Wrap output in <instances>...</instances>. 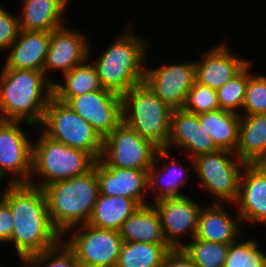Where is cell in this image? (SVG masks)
<instances>
[{
	"instance_id": "obj_23",
	"label": "cell",
	"mask_w": 266,
	"mask_h": 267,
	"mask_svg": "<svg viewBox=\"0 0 266 267\" xmlns=\"http://www.w3.org/2000/svg\"><path fill=\"white\" fill-rule=\"evenodd\" d=\"M69 0H23L20 30L51 32L63 26ZM65 10V11H64Z\"/></svg>"
},
{
	"instance_id": "obj_11",
	"label": "cell",
	"mask_w": 266,
	"mask_h": 267,
	"mask_svg": "<svg viewBox=\"0 0 266 267\" xmlns=\"http://www.w3.org/2000/svg\"><path fill=\"white\" fill-rule=\"evenodd\" d=\"M20 123L0 120V177H9L7 184L29 183L32 176L33 140Z\"/></svg>"
},
{
	"instance_id": "obj_17",
	"label": "cell",
	"mask_w": 266,
	"mask_h": 267,
	"mask_svg": "<svg viewBox=\"0 0 266 267\" xmlns=\"http://www.w3.org/2000/svg\"><path fill=\"white\" fill-rule=\"evenodd\" d=\"M235 205L241 222L266 225V163L245 165Z\"/></svg>"
},
{
	"instance_id": "obj_38",
	"label": "cell",
	"mask_w": 266,
	"mask_h": 267,
	"mask_svg": "<svg viewBox=\"0 0 266 267\" xmlns=\"http://www.w3.org/2000/svg\"><path fill=\"white\" fill-rule=\"evenodd\" d=\"M161 267H196L182 248L171 249L162 261Z\"/></svg>"
},
{
	"instance_id": "obj_8",
	"label": "cell",
	"mask_w": 266,
	"mask_h": 267,
	"mask_svg": "<svg viewBox=\"0 0 266 267\" xmlns=\"http://www.w3.org/2000/svg\"><path fill=\"white\" fill-rule=\"evenodd\" d=\"M191 167L196 172L200 184L211 196V203L233 205L237 201L240 177L246 163L242 162L235 153L218 150L213 153L200 154L192 159Z\"/></svg>"
},
{
	"instance_id": "obj_2",
	"label": "cell",
	"mask_w": 266,
	"mask_h": 267,
	"mask_svg": "<svg viewBox=\"0 0 266 267\" xmlns=\"http://www.w3.org/2000/svg\"><path fill=\"white\" fill-rule=\"evenodd\" d=\"M53 83L43 71L2 68L0 73V120L22 121L39 129Z\"/></svg>"
},
{
	"instance_id": "obj_7",
	"label": "cell",
	"mask_w": 266,
	"mask_h": 267,
	"mask_svg": "<svg viewBox=\"0 0 266 267\" xmlns=\"http://www.w3.org/2000/svg\"><path fill=\"white\" fill-rule=\"evenodd\" d=\"M40 125L38 131L43 128L41 131L52 140L84 150L95 160L100 159L103 138L66 103L52 97Z\"/></svg>"
},
{
	"instance_id": "obj_9",
	"label": "cell",
	"mask_w": 266,
	"mask_h": 267,
	"mask_svg": "<svg viewBox=\"0 0 266 267\" xmlns=\"http://www.w3.org/2000/svg\"><path fill=\"white\" fill-rule=\"evenodd\" d=\"M63 236L74 251L79 267L117 266L123 243L119 231L83 224L69 229Z\"/></svg>"
},
{
	"instance_id": "obj_12",
	"label": "cell",
	"mask_w": 266,
	"mask_h": 267,
	"mask_svg": "<svg viewBox=\"0 0 266 267\" xmlns=\"http://www.w3.org/2000/svg\"><path fill=\"white\" fill-rule=\"evenodd\" d=\"M145 67L143 82L150 90L172 109H183L188 92L196 82L195 61Z\"/></svg>"
},
{
	"instance_id": "obj_22",
	"label": "cell",
	"mask_w": 266,
	"mask_h": 267,
	"mask_svg": "<svg viewBox=\"0 0 266 267\" xmlns=\"http://www.w3.org/2000/svg\"><path fill=\"white\" fill-rule=\"evenodd\" d=\"M225 209L224 204L218 203H209L203 207L194 238L223 244H231L238 240L237 237H240L242 231L238 223L241 222L240 216L237 214L234 219Z\"/></svg>"
},
{
	"instance_id": "obj_10",
	"label": "cell",
	"mask_w": 266,
	"mask_h": 267,
	"mask_svg": "<svg viewBox=\"0 0 266 267\" xmlns=\"http://www.w3.org/2000/svg\"><path fill=\"white\" fill-rule=\"evenodd\" d=\"M158 149L122 121L103 139L99 161L106 167L148 171L154 163Z\"/></svg>"
},
{
	"instance_id": "obj_16",
	"label": "cell",
	"mask_w": 266,
	"mask_h": 267,
	"mask_svg": "<svg viewBox=\"0 0 266 267\" xmlns=\"http://www.w3.org/2000/svg\"><path fill=\"white\" fill-rule=\"evenodd\" d=\"M93 167L99 182V194L132 198L140 206L150 204L146 198L147 170L106 167L99 160L95 161Z\"/></svg>"
},
{
	"instance_id": "obj_1",
	"label": "cell",
	"mask_w": 266,
	"mask_h": 267,
	"mask_svg": "<svg viewBox=\"0 0 266 267\" xmlns=\"http://www.w3.org/2000/svg\"><path fill=\"white\" fill-rule=\"evenodd\" d=\"M2 192L1 198L13 215L14 227L8 243L15 246L21 263L63 240L50 219L42 188L28 183H8Z\"/></svg>"
},
{
	"instance_id": "obj_33",
	"label": "cell",
	"mask_w": 266,
	"mask_h": 267,
	"mask_svg": "<svg viewBox=\"0 0 266 267\" xmlns=\"http://www.w3.org/2000/svg\"><path fill=\"white\" fill-rule=\"evenodd\" d=\"M23 264L25 267H79L74 251L64 240L31 256Z\"/></svg>"
},
{
	"instance_id": "obj_6",
	"label": "cell",
	"mask_w": 266,
	"mask_h": 267,
	"mask_svg": "<svg viewBox=\"0 0 266 267\" xmlns=\"http://www.w3.org/2000/svg\"><path fill=\"white\" fill-rule=\"evenodd\" d=\"M41 134L33 141V176L28 184L43 189L51 183L83 175L93 168L96 160L89 153L54 141L42 131ZM34 176L43 180L37 184Z\"/></svg>"
},
{
	"instance_id": "obj_31",
	"label": "cell",
	"mask_w": 266,
	"mask_h": 267,
	"mask_svg": "<svg viewBox=\"0 0 266 267\" xmlns=\"http://www.w3.org/2000/svg\"><path fill=\"white\" fill-rule=\"evenodd\" d=\"M240 240L229 244L224 267H266V254L259 250L257 240Z\"/></svg>"
},
{
	"instance_id": "obj_25",
	"label": "cell",
	"mask_w": 266,
	"mask_h": 267,
	"mask_svg": "<svg viewBox=\"0 0 266 267\" xmlns=\"http://www.w3.org/2000/svg\"><path fill=\"white\" fill-rule=\"evenodd\" d=\"M123 241L167 244L160 217L152 204L140 206L122 224L119 230Z\"/></svg>"
},
{
	"instance_id": "obj_29",
	"label": "cell",
	"mask_w": 266,
	"mask_h": 267,
	"mask_svg": "<svg viewBox=\"0 0 266 267\" xmlns=\"http://www.w3.org/2000/svg\"><path fill=\"white\" fill-rule=\"evenodd\" d=\"M171 249L168 244L123 241L116 267H161Z\"/></svg>"
},
{
	"instance_id": "obj_26",
	"label": "cell",
	"mask_w": 266,
	"mask_h": 267,
	"mask_svg": "<svg viewBox=\"0 0 266 267\" xmlns=\"http://www.w3.org/2000/svg\"><path fill=\"white\" fill-rule=\"evenodd\" d=\"M197 116L201 127L209 133L219 150L235 153L239 140L240 114L218 109Z\"/></svg>"
},
{
	"instance_id": "obj_21",
	"label": "cell",
	"mask_w": 266,
	"mask_h": 267,
	"mask_svg": "<svg viewBox=\"0 0 266 267\" xmlns=\"http://www.w3.org/2000/svg\"><path fill=\"white\" fill-rule=\"evenodd\" d=\"M171 150L162 148L158 149L153 165L148 169V191L155 193V197L152 202L159 201L166 198H177L186 196L180 192V188L188 182L189 171H186L185 166L180 162L177 163L175 159L170 162H166L165 159L169 157ZM158 157V158H157ZM162 159V165L156 166L158 160ZM163 166V167H162ZM160 168V169H158ZM185 172V173H184Z\"/></svg>"
},
{
	"instance_id": "obj_24",
	"label": "cell",
	"mask_w": 266,
	"mask_h": 267,
	"mask_svg": "<svg viewBox=\"0 0 266 267\" xmlns=\"http://www.w3.org/2000/svg\"><path fill=\"white\" fill-rule=\"evenodd\" d=\"M235 154L246 164L266 163V114L241 116Z\"/></svg>"
},
{
	"instance_id": "obj_5",
	"label": "cell",
	"mask_w": 266,
	"mask_h": 267,
	"mask_svg": "<svg viewBox=\"0 0 266 267\" xmlns=\"http://www.w3.org/2000/svg\"><path fill=\"white\" fill-rule=\"evenodd\" d=\"M121 97L123 122L159 149L166 148L173 109L144 82Z\"/></svg>"
},
{
	"instance_id": "obj_27",
	"label": "cell",
	"mask_w": 266,
	"mask_h": 267,
	"mask_svg": "<svg viewBox=\"0 0 266 267\" xmlns=\"http://www.w3.org/2000/svg\"><path fill=\"white\" fill-rule=\"evenodd\" d=\"M139 207L140 205L132 198L99 194L87 224L96 228L119 231L123 222Z\"/></svg>"
},
{
	"instance_id": "obj_36",
	"label": "cell",
	"mask_w": 266,
	"mask_h": 267,
	"mask_svg": "<svg viewBox=\"0 0 266 267\" xmlns=\"http://www.w3.org/2000/svg\"><path fill=\"white\" fill-rule=\"evenodd\" d=\"M20 31L18 16L0 6V52L9 49Z\"/></svg>"
},
{
	"instance_id": "obj_20",
	"label": "cell",
	"mask_w": 266,
	"mask_h": 267,
	"mask_svg": "<svg viewBox=\"0 0 266 267\" xmlns=\"http://www.w3.org/2000/svg\"><path fill=\"white\" fill-rule=\"evenodd\" d=\"M51 32L20 30L3 68L43 71Z\"/></svg>"
},
{
	"instance_id": "obj_37",
	"label": "cell",
	"mask_w": 266,
	"mask_h": 267,
	"mask_svg": "<svg viewBox=\"0 0 266 267\" xmlns=\"http://www.w3.org/2000/svg\"><path fill=\"white\" fill-rule=\"evenodd\" d=\"M13 215L10 206L1 198L0 194V243H8L13 230Z\"/></svg>"
},
{
	"instance_id": "obj_35",
	"label": "cell",
	"mask_w": 266,
	"mask_h": 267,
	"mask_svg": "<svg viewBox=\"0 0 266 267\" xmlns=\"http://www.w3.org/2000/svg\"><path fill=\"white\" fill-rule=\"evenodd\" d=\"M183 109L192 114H201L220 109L217 90L195 82L188 92Z\"/></svg>"
},
{
	"instance_id": "obj_4",
	"label": "cell",
	"mask_w": 266,
	"mask_h": 267,
	"mask_svg": "<svg viewBox=\"0 0 266 267\" xmlns=\"http://www.w3.org/2000/svg\"><path fill=\"white\" fill-rule=\"evenodd\" d=\"M148 42L126 29L96 58L93 65L103 89L118 95L127 93L144 80Z\"/></svg>"
},
{
	"instance_id": "obj_28",
	"label": "cell",
	"mask_w": 266,
	"mask_h": 267,
	"mask_svg": "<svg viewBox=\"0 0 266 267\" xmlns=\"http://www.w3.org/2000/svg\"><path fill=\"white\" fill-rule=\"evenodd\" d=\"M90 60H86L63 74L65 82L55 81L53 83V97L67 104L73 97L102 89L93 62L88 63Z\"/></svg>"
},
{
	"instance_id": "obj_14",
	"label": "cell",
	"mask_w": 266,
	"mask_h": 267,
	"mask_svg": "<svg viewBox=\"0 0 266 267\" xmlns=\"http://www.w3.org/2000/svg\"><path fill=\"white\" fill-rule=\"evenodd\" d=\"M67 105L104 139L122 121V97L100 89L73 97Z\"/></svg>"
},
{
	"instance_id": "obj_18",
	"label": "cell",
	"mask_w": 266,
	"mask_h": 267,
	"mask_svg": "<svg viewBox=\"0 0 266 267\" xmlns=\"http://www.w3.org/2000/svg\"><path fill=\"white\" fill-rule=\"evenodd\" d=\"M202 55V59L195 62L196 82L216 90L250 62V59L232 53L225 42L215 45Z\"/></svg>"
},
{
	"instance_id": "obj_34",
	"label": "cell",
	"mask_w": 266,
	"mask_h": 267,
	"mask_svg": "<svg viewBox=\"0 0 266 267\" xmlns=\"http://www.w3.org/2000/svg\"><path fill=\"white\" fill-rule=\"evenodd\" d=\"M251 64L250 61L249 79L240 116L266 114V75L252 74Z\"/></svg>"
},
{
	"instance_id": "obj_30",
	"label": "cell",
	"mask_w": 266,
	"mask_h": 267,
	"mask_svg": "<svg viewBox=\"0 0 266 267\" xmlns=\"http://www.w3.org/2000/svg\"><path fill=\"white\" fill-rule=\"evenodd\" d=\"M182 249L196 267H224L229 244L193 238Z\"/></svg>"
},
{
	"instance_id": "obj_32",
	"label": "cell",
	"mask_w": 266,
	"mask_h": 267,
	"mask_svg": "<svg viewBox=\"0 0 266 267\" xmlns=\"http://www.w3.org/2000/svg\"><path fill=\"white\" fill-rule=\"evenodd\" d=\"M248 79L249 63L237 75L217 89L220 109L241 114Z\"/></svg>"
},
{
	"instance_id": "obj_15",
	"label": "cell",
	"mask_w": 266,
	"mask_h": 267,
	"mask_svg": "<svg viewBox=\"0 0 266 267\" xmlns=\"http://www.w3.org/2000/svg\"><path fill=\"white\" fill-rule=\"evenodd\" d=\"M85 35L68 25L51 31L43 73L52 83L56 80H52L48 73L62 71L63 75L90 58L92 50Z\"/></svg>"
},
{
	"instance_id": "obj_13",
	"label": "cell",
	"mask_w": 266,
	"mask_h": 267,
	"mask_svg": "<svg viewBox=\"0 0 266 267\" xmlns=\"http://www.w3.org/2000/svg\"><path fill=\"white\" fill-rule=\"evenodd\" d=\"M152 204L158 212L165 241L172 249L182 248L181 236L195 237L202 206L189 195L161 199ZM187 232V233H186ZM180 239V240H179Z\"/></svg>"
},
{
	"instance_id": "obj_19",
	"label": "cell",
	"mask_w": 266,
	"mask_h": 267,
	"mask_svg": "<svg viewBox=\"0 0 266 267\" xmlns=\"http://www.w3.org/2000/svg\"><path fill=\"white\" fill-rule=\"evenodd\" d=\"M172 147L190 152L191 160L200 154L219 150L209 133L201 127L197 114L184 109H173L171 114L170 134L165 149L171 150Z\"/></svg>"
},
{
	"instance_id": "obj_3",
	"label": "cell",
	"mask_w": 266,
	"mask_h": 267,
	"mask_svg": "<svg viewBox=\"0 0 266 267\" xmlns=\"http://www.w3.org/2000/svg\"><path fill=\"white\" fill-rule=\"evenodd\" d=\"M50 219L63 236L69 229L87 224L99 195L96 169L51 183L43 188Z\"/></svg>"
}]
</instances>
